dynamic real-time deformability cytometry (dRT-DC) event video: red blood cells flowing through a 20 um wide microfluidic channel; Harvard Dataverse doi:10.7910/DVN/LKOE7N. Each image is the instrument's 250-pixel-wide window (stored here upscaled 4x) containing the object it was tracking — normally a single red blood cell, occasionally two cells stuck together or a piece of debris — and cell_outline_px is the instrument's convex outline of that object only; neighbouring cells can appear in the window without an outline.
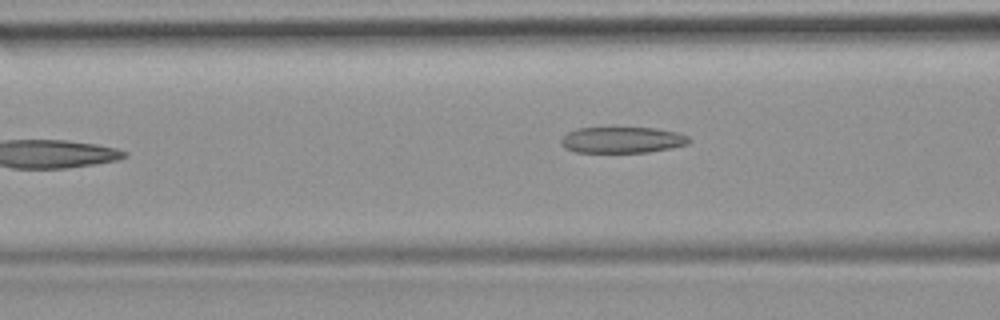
{"species": "common noctule bat (a hibernating species)", "species_latin": "Nyctalus noctula", "temperature_condition": "room temperature", "stored_images_in_passage": 5, "camera_frame_rate_fps": 3000, "um_per_image_px": 0.085, "animal": {"sex": "female", "body_mass_g": 19.9}, "frame": {"image": 1, "passage_image": 4, "time_ms": 3.333, "image_size_px": [1000, 320], "cell_outline_px": [[692, 140], [688, 144], [672, 148], [648, 152], [576, 152], [564, 148], [560, 144], [560, 140], [568, 132], [576, 128], [656, 128], [676, 132], [688, 136]], "centroid_in_image_um": [52.89, 11.9], "position_along_channel_um": 113.7, "area_um2": 19.54}}
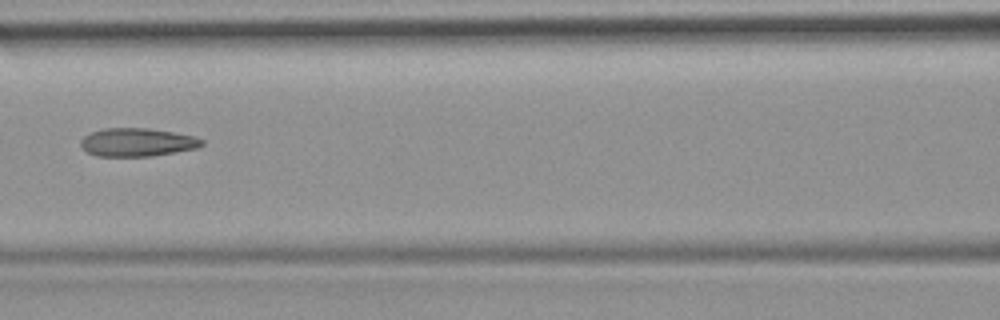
{"frame": {"image": 2, "passage_image": 5, "time_ms": 4.333, "image_size_px": [1000, 320], "cell_outline_px": [[204, 144], [196, 148], [152, 156], [96, 156], [88, 152], [80, 144], [80, 140], [84, 136], [92, 132], [104, 128], [148, 128], [172, 132], [192, 136], [204, 140]], "centroid_in_image_um": [11.65, 12.09], "position_along_channel_um": 155.0, "area_um2": 19.77}}